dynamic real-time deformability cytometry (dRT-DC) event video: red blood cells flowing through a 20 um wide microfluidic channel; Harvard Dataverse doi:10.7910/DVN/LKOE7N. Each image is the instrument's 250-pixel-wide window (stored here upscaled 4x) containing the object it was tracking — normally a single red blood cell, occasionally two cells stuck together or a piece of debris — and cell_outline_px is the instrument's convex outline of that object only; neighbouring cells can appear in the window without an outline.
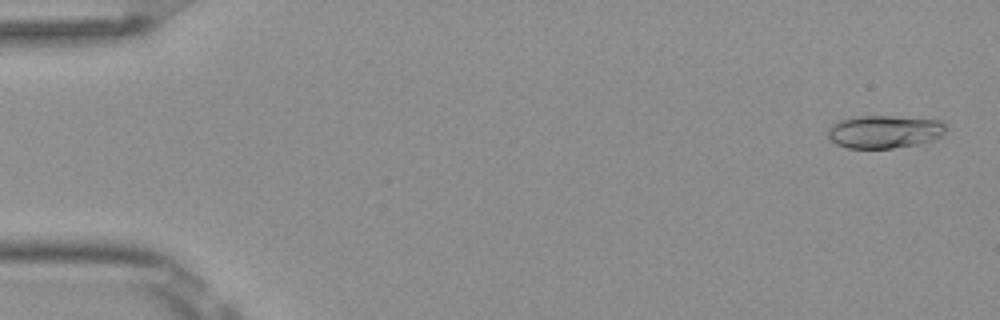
{"species": "Egyptian fruit bat (a non-hibernating species)", "species_latin": "Rousettus aegyptiacus", "temperature_condition": "room temperature", "stored_images_in_passage": 52, "camera_frame_rate_fps": 3000, "um_per_image_px": 0.085, "frame": {"image": 1, "passage_image": 2, "time_ms": 0.333, "image_size_px": [1000, 320], "cell_outline_px": [[944, 132], [936, 140], [916, 144], [892, 148], [848, 148], [836, 144], [828, 136], [828, 128], [832, 124], [840, 120], [856, 116], [888, 116], [940, 120], [944, 124]], "centroid_in_image_um": [75.15, 11.19], "position_along_channel_um": 9.8, "area_um2": 22.48}}
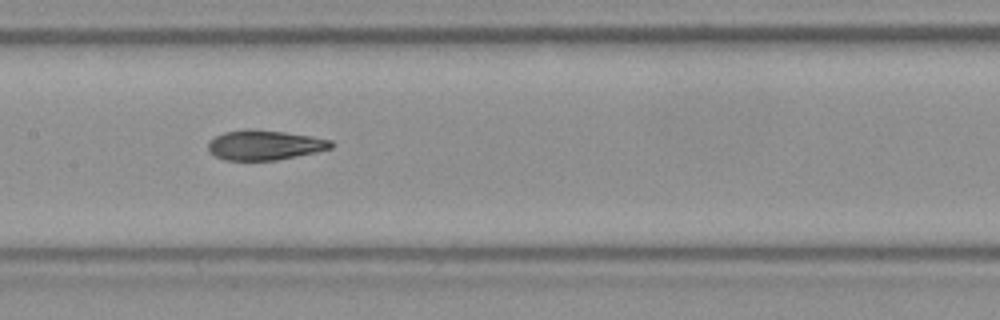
{"frame": {"image": 2, "passage_image": 26, "time_ms": 8.333, "image_size_px": [1000, 320], "cell_outline_px": [[332, 148], [316, 152], [276, 160], [224, 160], [208, 152], [208, 140], [224, 132], [244, 128], [248, 128], [284, 132], [312, 136], [332, 140]], "centroid_in_image_um": [22.46, 12.32], "position_along_channel_um": 184.9, "area_um2": 21.5}}
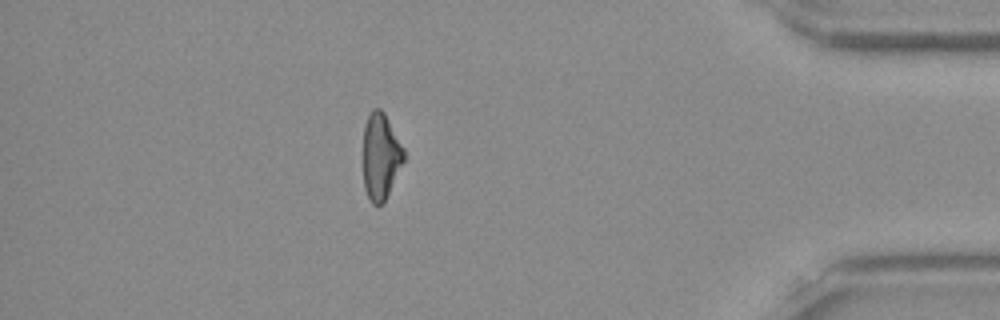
{"frame": {"image": 3, "passage_image": 46, "time_ms": 15.0, "image_size_px": [1000, 320], "cell_outline_px": [[404, 160], [384, 200], [380, 204], [372, 204], [364, 188], [364, 124], [372, 108], [380, 108], [384, 112], [404, 148]], "centroid_in_image_um": [32.35, 13.24], "position_along_channel_um": 402.9, "area_um2": 20.06}, "authors_computed_cell_mechanics": {"area_um2": 21.7906, "velocity_mm_per_s": 3.8918, "shape_relaxation_time_tau1_ms": 8.8117, "shape_relaxation_time_tau2_ms": 1.9037, "deformation_change_tau1": 0.238, "deformation_change_tau2": 0.0722}}